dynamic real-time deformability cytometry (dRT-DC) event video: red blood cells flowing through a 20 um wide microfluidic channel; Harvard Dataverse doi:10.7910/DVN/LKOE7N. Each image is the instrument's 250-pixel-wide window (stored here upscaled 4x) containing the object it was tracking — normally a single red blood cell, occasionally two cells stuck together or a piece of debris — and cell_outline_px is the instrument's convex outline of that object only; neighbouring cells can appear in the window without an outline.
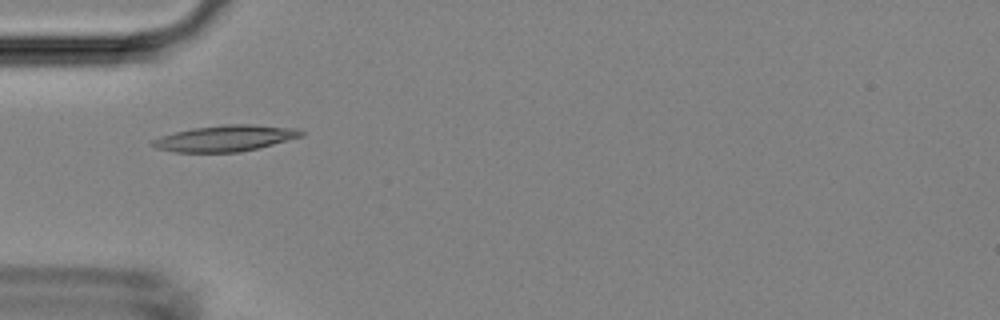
{"species": "Egyptian fruit bat (a non-hibernating species)", "species_latin": "Rousettus aegyptiacus", "temperature_condition": "room temperature", "stored_images_in_passage": 6, "camera_frame_rate_fps": 3000, "um_per_image_px": 0.085, "animal": {"sex": "female"}, "frame": {"image": 1, "passage_image": 5, "time_ms": 4.667, "image_size_px": [1000, 320], "cell_outline_px": [[304, 136], [240, 152], [176, 152], [156, 148], [148, 144], [152, 140], [160, 136], [192, 128], [224, 124], [252, 124], [300, 128], [304, 132]], "centroid_in_image_um": [19.16, 11.74], "position_along_channel_um": 65.8, "area_um2": 22.72}}
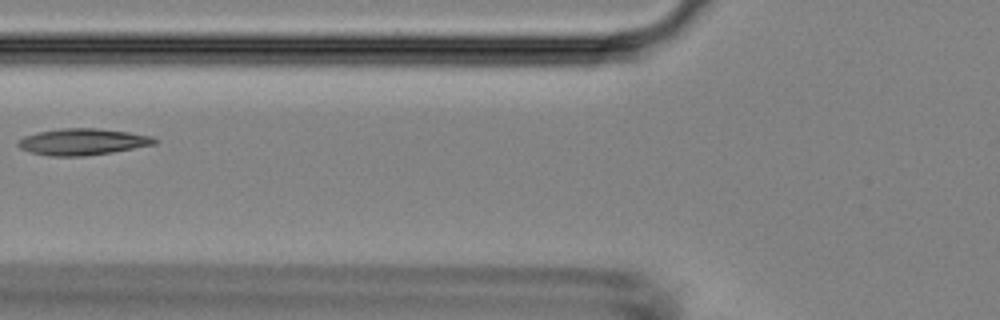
{"frame": {"image": 2, "passage_image": 6, "time_ms": 6.0, "image_size_px": [1000, 320], "cell_outline_px": [[160, 140], [156, 144], [112, 152], [84, 156], [48, 156], [28, 152], [20, 148], [16, 144], [16, 140], [24, 136], [36, 132], [60, 128], [96, 128], [128, 132], [156, 136]], "centroid_in_image_um": [7.01, 12.05], "position_along_channel_um": 118.8, "area_um2": 21.44}}